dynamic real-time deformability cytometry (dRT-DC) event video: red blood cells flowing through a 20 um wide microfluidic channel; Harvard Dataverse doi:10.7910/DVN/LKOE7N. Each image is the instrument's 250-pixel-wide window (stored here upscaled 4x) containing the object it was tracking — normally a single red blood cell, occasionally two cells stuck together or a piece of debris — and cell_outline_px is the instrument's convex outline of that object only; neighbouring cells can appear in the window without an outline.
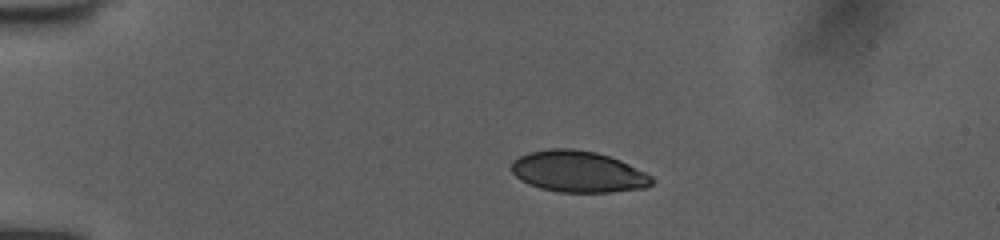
{"species": "human", "species_latin": "Homo sapiens", "temperature_condition": "room temperature", "stored_images_in_passage": 41, "camera_frame_rate_fps": 3000, "um_per_image_px": 0.085, "donor": {"sex": "female"}, "frame": {"image": 1, "passage_image": 1, "time_ms": 0.0, "image_size_px": [1000, 240], "cell_outline_px": [[652, 184], [644, 188], [612, 192], [560, 192], [540, 188], [528, 184], [520, 180], [512, 172], [512, 160], [528, 152], [548, 148], [572, 148], [596, 152], [620, 160], [652, 176]], "centroid_in_image_um": [49.11, 14.58], "position_along_channel_um": 35.9, "area_um2": 33.81}}
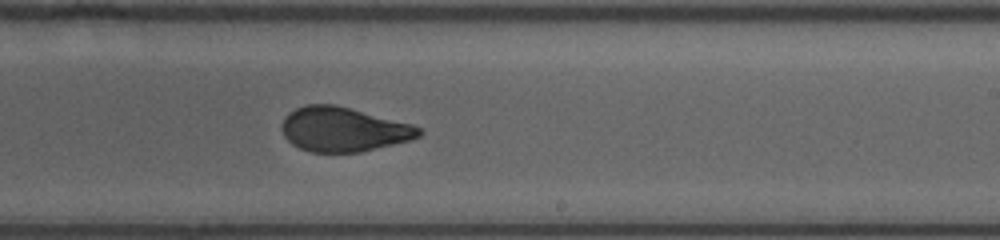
{"frame": {"image": 2, "passage_image": 22, "time_ms": 7.0, "image_size_px": [1000, 240], "cell_outline_px": [[424, 132], [420, 136], [408, 140], [360, 152], [312, 152], [300, 148], [292, 144], [284, 136], [280, 128], [280, 124], [284, 116], [288, 112], [304, 104], [336, 104], [412, 124], [420, 128]], "centroid_in_image_um": [29.14, 10.98], "position_along_channel_um": 259.9, "area_um2": 35.6}}
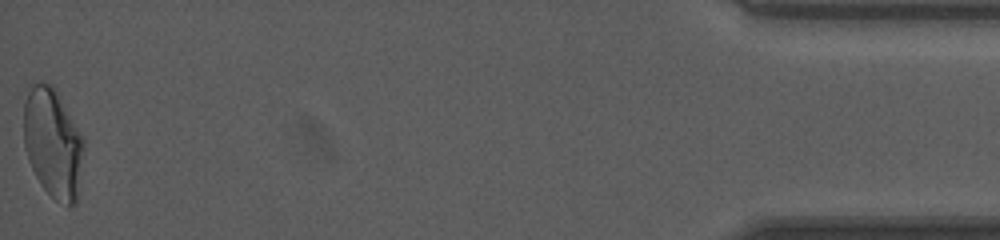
{"frame": {"image": 3, "passage_image": 41, "time_ms": 13.333, "image_size_px": [1000, 240], "cell_outline_px": [[84, 148], [76, 204], [68, 208], [56, 200], [40, 184], [28, 160], [24, 148], [24, 88], [32, 84], [52, 84], [56, 88], [84, 136]], "centroid_in_image_um": [4.5, 12.13], "position_along_channel_um": 430.7, "area_um2": 39.07}, "authors_computed_cell_mechanics": {"area_um2": 35.836, "velocity_mm_per_s": 4.0513, "shape_relaxation_time_tau1_ms": 5.2664, "shape_relaxation_time_tau2_ms": 0.8038, "deformation_change_tau1": 0.1824, "deformation_change_tau2": 0.062}}